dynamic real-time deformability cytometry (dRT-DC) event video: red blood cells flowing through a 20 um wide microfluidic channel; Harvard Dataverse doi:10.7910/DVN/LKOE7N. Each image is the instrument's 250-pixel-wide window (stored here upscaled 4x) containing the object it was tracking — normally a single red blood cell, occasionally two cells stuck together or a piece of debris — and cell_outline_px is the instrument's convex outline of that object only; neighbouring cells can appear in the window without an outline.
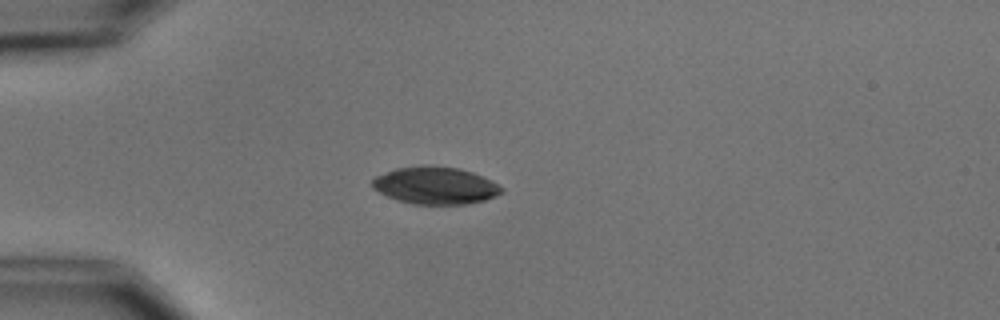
{"species": "common noctule bat (a hibernating species)", "species_latin": "Nyctalus noctula", "temperature_condition": "cold", "stored_images_in_passage": 5, "camera_frame_rate_fps": 3000, "um_per_image_px": 0.085, "animal": {"sex": "male", "body_mass_g": 15.6}, "frame": {"image": 1, "passage_image": 4, "time_ms": 3.333, "image_size_px": [1000, 320], "cell_outline_px": [[504, 192], [496, 196], [484, 200], [468, 204], [412, 204], [396, 200], [372, 188], [372, 180], [376, 176], [396, 168], [420, 164], [424, 164], [460, 168], [472, 172], [492, 180], [504, 188]], "centroid_in_image_um": [37.02, 15.75], "position_along_channel_um": 48.0, "area_um2": 28.44}}